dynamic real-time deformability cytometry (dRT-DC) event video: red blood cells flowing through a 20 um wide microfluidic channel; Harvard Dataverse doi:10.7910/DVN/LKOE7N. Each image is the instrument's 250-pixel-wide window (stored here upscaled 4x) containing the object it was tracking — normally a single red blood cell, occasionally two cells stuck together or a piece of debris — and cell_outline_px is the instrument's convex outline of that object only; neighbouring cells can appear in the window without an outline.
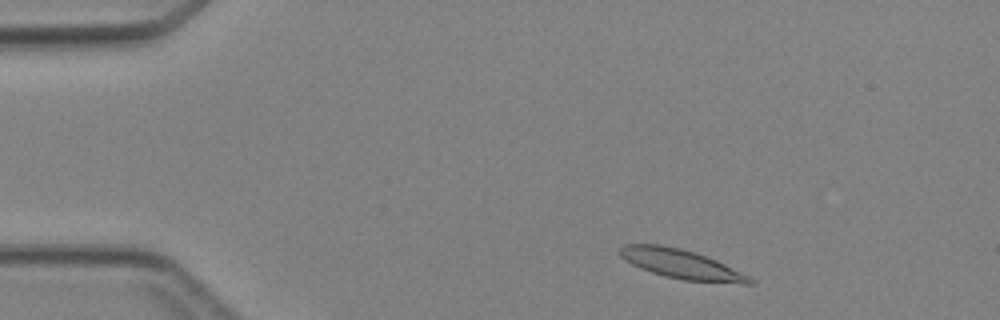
{"species": "Egyptian fruit bat (a non-hibernating species)", "species_latin": "Rousettus aegyptiacus", "temperature_condition": "cold", "stored_images_in_passage": 42, "camera_frame_rate_fps": 3000, "um_per_image_px": 0.085, "animal": {"sex": "female"}, "frame": {"image": 1, "passage_image": 3, "time_ms": 0.667, "image_size_px": [1000, 320], "cell_outline_px": [[756, 284], [740, 284], [684, 280], [664, 276], [640, 268], [624, 260], [616, 252], [616, 248], [624, 244], [660, 244], [680, 248], [696, 252], [716, 260], [756, 280]], "centroid_in_image_um": [57.86, 22.44], "position_along_channel_um": 27.1, "area_um2": 22.43}}
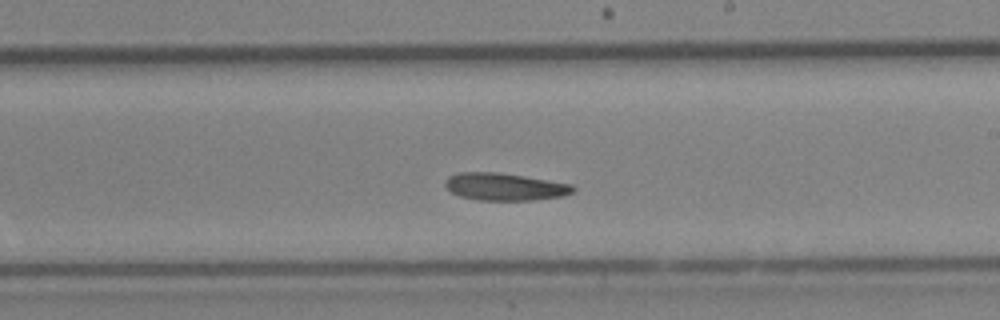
{"frame": {"image": 2, "passage_image": 23, "time_ms": 7.333, "image_size_px": [1000, 320], "cell_outline_px": [[576, 192], [564, 196], [532, 200], [476, 200], [460, 196], [452, 192], [444, 184], [444, 180], [448, 176], [456, 172], [496, 172], [524, 176], [572, 184], [576, 188]], "centroid_in_image_um": [42.91, 15.87], "position_along_channel_um": 246.1, "area_um2": 20.58}}
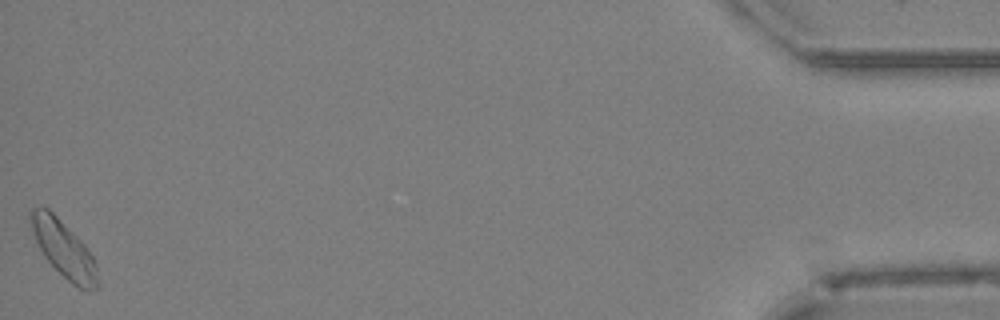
{"frame": {"image": 3, "passage_image": 42, "time_ms": 13.667, "image_size_px": [1000, 320], "cell_outline_px": [[100, 284], [96, 288], [88, 292], [72, 284], [44, 256], [32, 232], [28, 216], [28, 208], [40, 204], [48, 208], [84, 244], [92, 256], [96, 264]], "centroid_in_image_um": [5.39, 21.13], "position_along_channel_um": 429.8, "area_um2": 22.14}}